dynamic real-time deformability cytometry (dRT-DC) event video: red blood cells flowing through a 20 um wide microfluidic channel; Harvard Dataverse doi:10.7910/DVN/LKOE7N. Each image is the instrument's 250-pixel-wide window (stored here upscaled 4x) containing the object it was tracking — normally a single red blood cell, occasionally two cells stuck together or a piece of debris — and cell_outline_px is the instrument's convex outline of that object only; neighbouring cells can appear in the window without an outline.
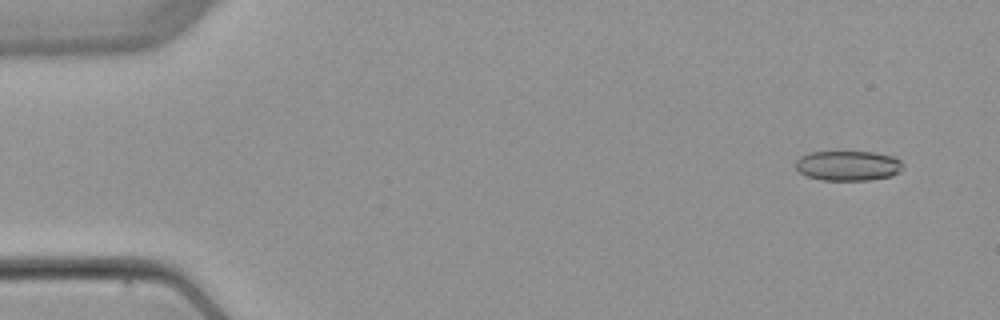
{"species": "common noctule bat (a hibernating species)", "species_latin": "Nyctalus noctula", "temperature_condition": "warm", "stored_images_in_passage": 4, "camera_frame_rate_fps": 3000, "um_per_image_px": 0.085, "animal": {"sex": "female", "body_mass_g": 22.7, "forearm_length_mm": 54.2}, "frame": {"image": 1, "passage_image": 1, "time_ms": 0.0, "image_size_px": [1000, 320], "cell_outline_px": [[904, 168], [900, 172], [892, 176], [868, 180], [820, 180], [804, 176], [796, 168], [796, 160], [800, 156], [808, 152], [876, 152], [892, 156], [900, 160], [904, 164]], "centroid_in_image_um": [72.09, 14.09], "position_along_channel_um": 12.9, "area_um2": 19.02}}
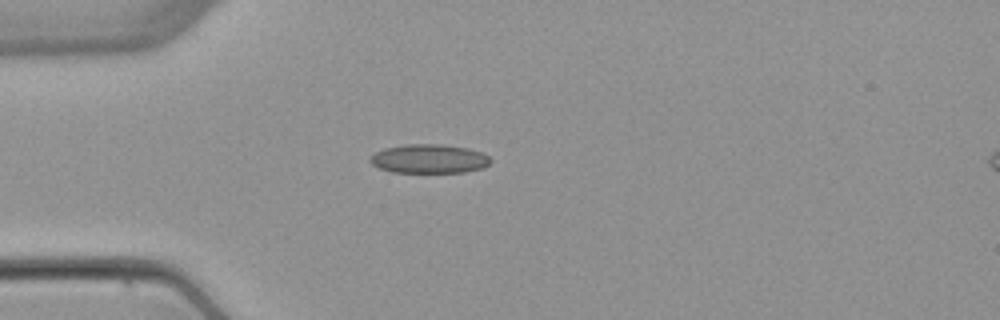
{"frame": {"image": 2, "passage_image": 4, "time_ms": 3.667, "image_size_px": [1000, 320], "cell_outline_px": [[492, 160], [484, 168], [464, 172], [392, 172], [380, 168], [372, 164], [368, 160], [376, 152], [384, 148], [408, 144], [444, 144], [468, 148], [484, 152]], "centroid_in_image_um": [36.51, 13.49], "position_along_channel_um": 48.5, "area_um2": 20.4}}